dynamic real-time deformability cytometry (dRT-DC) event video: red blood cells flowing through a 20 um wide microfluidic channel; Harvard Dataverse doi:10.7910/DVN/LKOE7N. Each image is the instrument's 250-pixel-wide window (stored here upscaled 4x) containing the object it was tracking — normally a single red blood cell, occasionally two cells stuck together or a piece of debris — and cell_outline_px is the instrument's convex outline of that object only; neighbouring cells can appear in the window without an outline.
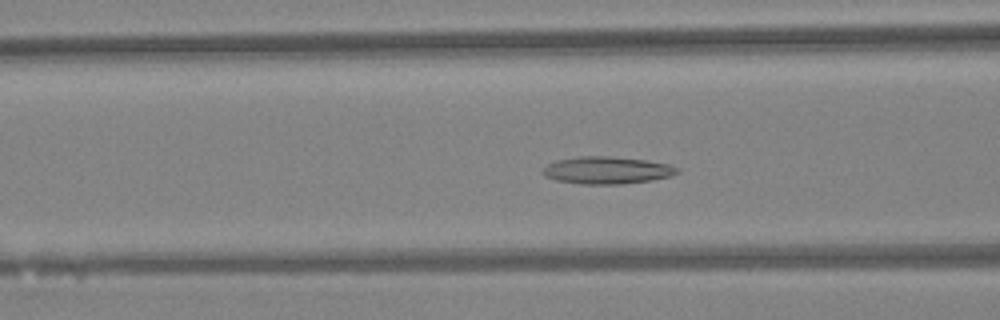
{"species": "Egyptian fruit bat (a non-hibernating species)", "species_latin": "Rousettus aegyptiacus", "temperature_condition": "warm", "stored_images_in_passage": 46, "camera_frame_rate_fps": 3000, "um_per_image_px": 0.085, "animal": {"sex": "female"}, "frame": {"image": 1, "passage_image": 18, "time_ms": 5.667, "image_size_px": [1000, 320], "cell_outline_px": [[680, 172], [672, 176], [652, 180], [624, 184], [580, 184], [556, 180], [544, 176], [540, 172], [548, 164], [556, 160], [580, 156], [608, 156], [644, 160], [668, 164], [680, 168]], "centroid_in_image_um": [51.59, 14.48], "position_along_channel_um": 115.0, "area_um2": 21.5}}
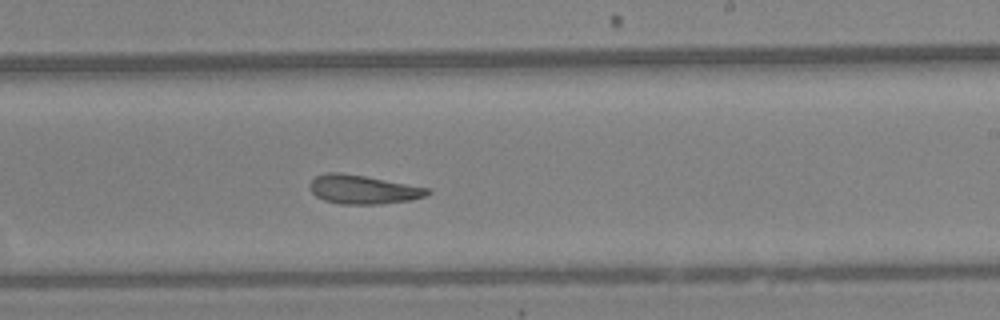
{"frame": {"image": 2, "passage_image": 28, "time_ms": 9.0, "image_size_px": [1000, 320], "cell_outline_px": [[432, 192], [424, 196], [412, 200], [380, 204], [340, 204], [324, 200], [316, 196], [312, 192], [308, 184], [316, 176], [328, 172], [340, 172], [364, 176], [428, 188]], "centroid_in_image_um": [30.83, 16.11], "position_along_channel_um": 258.2, "area_um2": 19.65}}
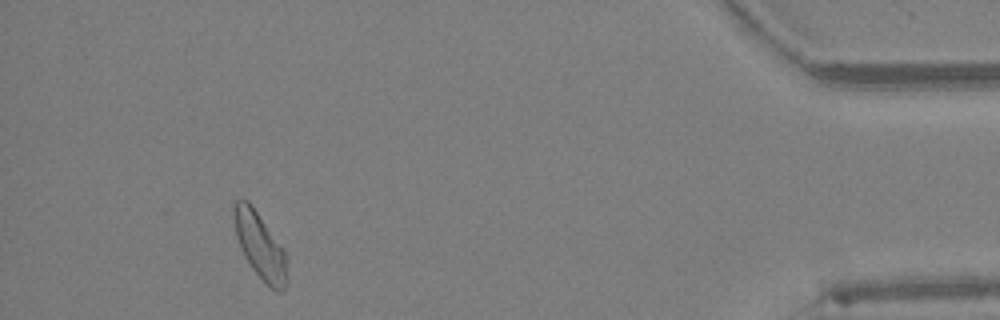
{"frame": {"image": 3, "passage_image": 43, "time_ms": 14.0, "image_size_px": [1000, 320], "cell_outline_px": [[288, 280], [284, 292], [276, 292], [252, 268], [244, 256], [240, 248], [236, 236], [232, 208], [232, 204], [236, 200], [248, 200], [284, 248], [288, 256]], "centroid_in_image_um": [22.14, 20.9], "position_along_channel_um": 413.1, "area_um2": 20.81}, "authors_computed_cell_mechanics": {"area_um2": 20.7502, "velocity_mm_per_s": 4.309, "shape_relaxation_time_tau1_ms": null, "shape_relaxation_time_tau2_ms": 4.6706, "deformation_change_tau1": null, "deformation_change_tau2": 0.1541}}